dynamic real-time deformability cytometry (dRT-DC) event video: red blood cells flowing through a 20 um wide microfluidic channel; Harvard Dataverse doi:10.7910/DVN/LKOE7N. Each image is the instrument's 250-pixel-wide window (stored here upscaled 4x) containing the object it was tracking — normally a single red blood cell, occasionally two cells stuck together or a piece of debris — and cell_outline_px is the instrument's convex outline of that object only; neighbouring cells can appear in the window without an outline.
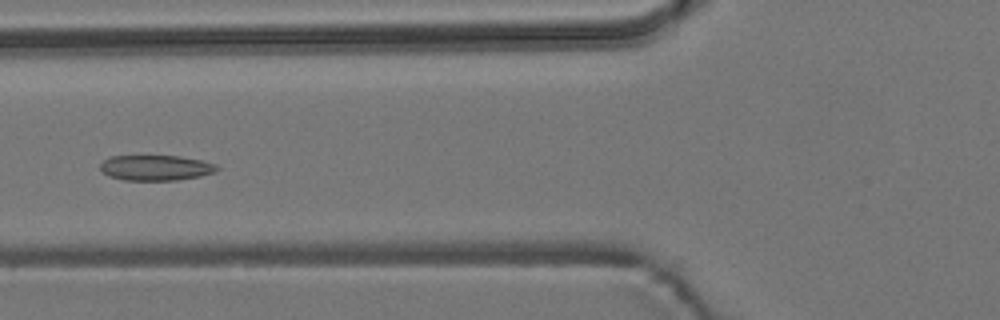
{"species": "common noctule bat (a hibernating species)", "species_latin": "Nyctalus noctula", "temperature_condition": "room temperature", "stored_images_in_passage": 55, "camera_frame_rate_fps": 3000, "um_per_image_px": 0.085, "animal": {"sex": "male", "body_mass_g": 19.2, "forearm_length_mm": 51.8}, "frame": {"image": 1, "passage_image": 21, "time_ms": 6.667, "image_size_px": [1000, 320], "cell_outline_px": [[220, 168], [216, 172], [200, 176], [176, 180], [124, 180], [108, 176], [100, 172], [100, 164], [108, 156], [180, 156], [200, 160], [216, 164]], "centroid_in_image_um": [13.22, 14.26], "position_along_channel_um": 112.6, "area_um2": 17.4}}
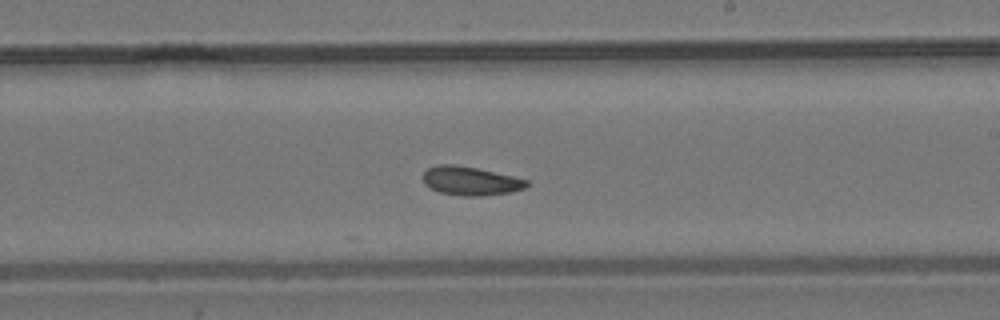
{"frame": {"image": 2, "passage_image": 32, "time_ms": 10.333, "image_size_px": [1000, 320], "cell_outline_px": [[532, 184], [524, 188], [508, 192], [480, 196], [464, 196], [440, 192], [424, 184], [424, 172], [428, 168], [440, 164], [456, 164], [476, 168], [512, 176], [528, 180]], "centroid_in_image_um": [40.01, 15.37], "position_along_channel_um": 249.0, "area_um2": 17.17}}
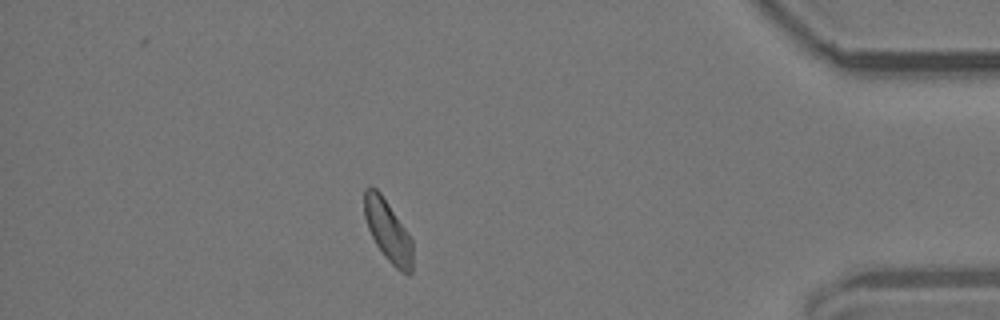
{"frame": {"image": 3, "passage_image": 48, "time_ms": 15.667, "image_size_px": [1000, 320], "cell_outline_px": [[412, 272], [408, 276], [400, 272], [384, 256], [376, 244], [368, 228], [364, 216], [364, 188], [376, 188], [380, 192], [412, 240]], "centroid_in_image_um": [32.97, 19.66], "position_along_channel_um": 402.2, "area_um2": 17.05}, "authors_computed_cell_mechanics": {"area_um2": 17.6868, "velocity_mm_per_s": 3.7196, "shape_relaxation_time_tau1_ms": null, "shape_relaxation_time_tau2_ms": 2.393, "deformation_change_tau1": null, "deformation_change_tau2": 0.0748}}